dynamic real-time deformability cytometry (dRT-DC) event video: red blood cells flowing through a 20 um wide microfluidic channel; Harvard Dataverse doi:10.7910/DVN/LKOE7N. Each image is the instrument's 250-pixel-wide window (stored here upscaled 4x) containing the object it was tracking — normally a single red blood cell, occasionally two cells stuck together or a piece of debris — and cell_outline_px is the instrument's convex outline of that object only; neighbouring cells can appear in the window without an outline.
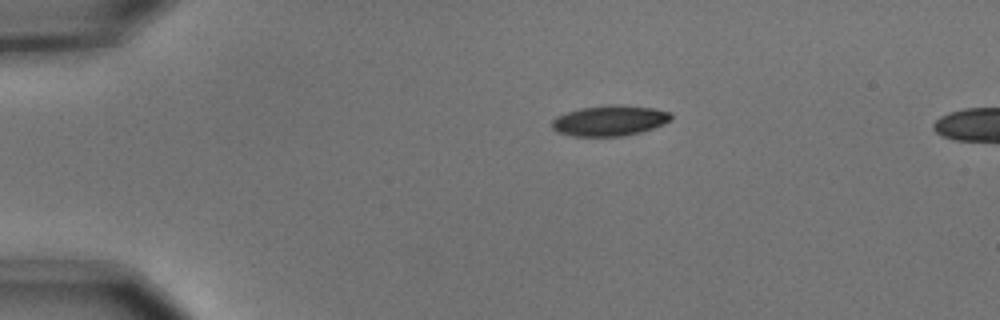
{"species": "common noctule bat (a hibernating species)", "species_latin": "Nyctalus noctula", "temperature_condition": "cold", "stored_images_in_passage": 5, "camera_frame_rate_fps": 3000, "um_per_image_px": 0.085, "animal": {"sex": "male", "body_mass_g": 15.6}, "frame": {"image": 1, "passage_image": 1, "time_ms": 0.0, "image_size_px": [1000, 320], "cell_outline_px": [[672, 120], [664, 124], [640, 132], [620, 136], [572, 136], [556, 132], [552, 128], [552, 120], [556, 116], [580, 108], [612, 104], [620, 104], [656, 108], [672, 112]], "centroid_in_image_um": [51.84, 10.24], "position_along_channel_um": 33.2, "area_um2": 21.39}}
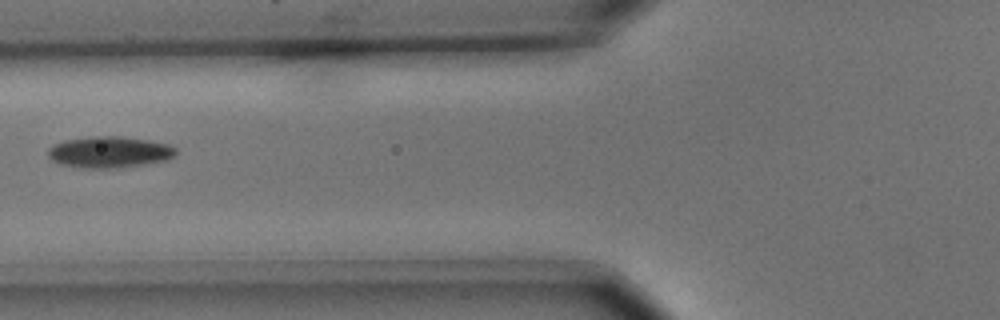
{"frame": {"image": 2, "passage_image": 4, "time_ms": 1.0, "image_size_px": [1000, 320], "cell_outline_px": [[176, 152], [168, 160], [148, 164], [116, 168], [88, 168], [60, 164], [52, 160], [48, 156], [48, 148], [52, 144], [64, 140], [92, 136], [124, 136], [148, 140], [168, 144], [176, 148]], "centroid_in_image_um": [9.29, 12.92], "position_along_channel_um": 116.5, "area_um2": 23.52}}
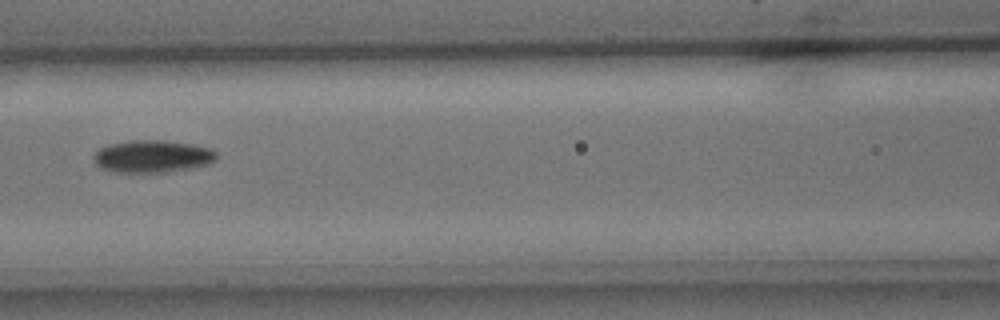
{"frame": {"image": 3, "passage_image": 5, "time_ms": 1.333, "image_size_px": [1000, 320], "cell_outline_px": [[216, 160], [208, 164], [192, 168], [168, 172], [116, 172], [100, 168], [96, 164], [92, 156], [100, 148], [108, 144], [128, 140], [164, 140], [192, 144], [208, 148], [216, 152]], "centroid_in_image_um": [12.93, 13.29], "position_along_channel_um": 153.7, "area_um2": 23.29}}